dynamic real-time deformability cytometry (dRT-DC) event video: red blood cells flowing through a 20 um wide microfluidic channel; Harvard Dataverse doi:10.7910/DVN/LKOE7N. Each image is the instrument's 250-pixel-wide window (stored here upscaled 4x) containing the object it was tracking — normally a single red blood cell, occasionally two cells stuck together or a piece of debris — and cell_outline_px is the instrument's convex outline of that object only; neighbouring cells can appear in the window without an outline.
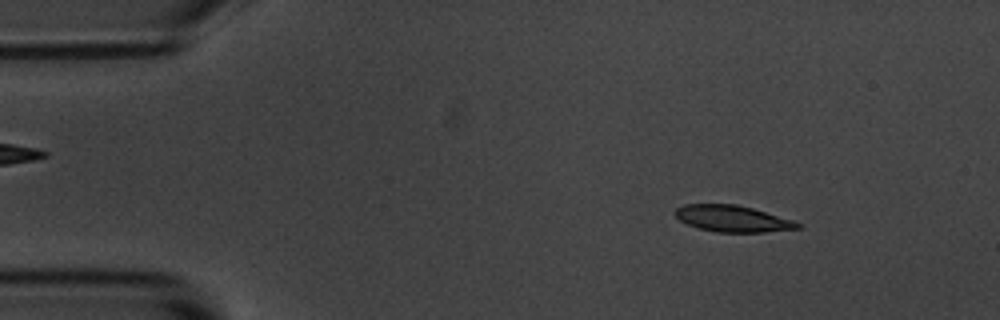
{"species": "common noctule bat (a hibernating species)", "species_latin": "Nyctalus noctula", "temperature_condition": "room temperature", "stored_images_in_passage": 5, "camera_frame_rate_fps": 3000, "um_per_image_px": 0.085, "animal": {"sex": "male", "body_mass_g": 20.1, "forearm_length_mm": 53.5}, "frame": {"image": 1, "passage_image": 2, "time_ms": 1.0, "image_size_px": [1000, 320], "cell_outline_px": [[800, 228], [764, 232], [716, 232], [700, 228], [688, 224], [680, 220], [672, 212], [676, 208], [684, 204], [736, 204], [752, 208], [792, 220], [800, 224]], "centroid_in_image_um": [62.22, 18.58], "position_along_channel_um": 22.8, "area_um2": 18.67}}